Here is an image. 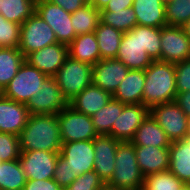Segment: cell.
Returning <instances> with one entry per match:
<instances>
[{"label":"cell","instance_id":"cell-7","mask_svg":"<svg viewBox=\"0 0 190 190\" xmlns=\"http://www.w3.org/2000/svg\"><path fill=\"white\" fill-rule=\"evenodd\" d=\"M58 115V125L63 143L93 140L98 134L90 116L68 105Z\"/></svg>","mask_w":190,"mask_h":190},{"label":"cell","instance_id":"cell-27","mask_svg":"<svg viewBox=\"0 0 190 190\" xmlns=\"http://www.w3.org/2000/svg\"><path fill=\"white\" fill-rule=\"evenodd\" d=\"M101 59L116 58L123 32L99 22L95 29Z\"/></svg>","mask_w":190,"mask_h":190},{"label":"cell","instance_id":"cell-51","mask_svg":"<svg viewBox=\"0 0 190 190\" xmlns=\"http://www.w3.org/2000/svg\"><path fill=\"white\" fill-rule=\"evenodd\" d=\"M162 1V3L164 4V5H166L167 3H170L171 1H173V0H161Z\"/></svg>","mask_w":190,"mask_h":190},{"label":"cell","instance_id":"cell-8","mask_svg":"<svg viewBox=\"0 0 190 190\" xmlns=\"http://www.w3.org/2000/svg\"><path fill=\"white\" fill-rule=\"evenodd\" d=\"M150 115L171 142L187 139L189 118L175 101L153 106Z\"/></svg>","mask_w":190,"mask_h":190},{"label":"cell","instance_id":"cell-39","mask_svg":"<svg viewBox=\"0 0 190 190\" xmlns=\"http://www.w3.org/2000/svg\"><path fill=\"white\" fill-rule=\"evenodd\" d=\"M103 183L98 174L93 170L81 174L63 190H96Z\"/></svg>","mask_w":190,"mask_h":190},{"label":"cell","instance_id":"cell-15","mask_svg":"<svg viewBox=\"0 0 190 190\" xmlns=\"http://www.w3.org/2000/svg\"><path fill=\"white\" fill-rule=\"evenodd\" d=\"M69 56V46L54 43L25 56V61L47 76H54Z\"/></svg>","mask_w":190,"mask_h":190},{"label":"cell","instance_id":"cell-47","mask_svg":"<svg viewBox=\"0 0 190 190\" xmlns=\"http://www.w3.org/2000/svg\"><path fill=\"white\" fill-rule=\"evenodd\" d=\"M96 190H124V189L118 188L116 186H113V185L108 184L107 182H105L99 188H97Z\"/></svg>","mask_w":190,"mask_h":190},{"label":"cell","instance_id":"cell-43","mask_svg":"<svg viewBox=\"0 0 190 190\" xmlns=\"http://www.w3.org/2000/svg\"><path fill=\"white\" fill-rule=\"evenodd\" d=\"M57 6H60L68 13L76 12L79 8L87 4L85 0H47Z\"/></svg>","mask_w":190,"mask_h":190},{"label":"cell","instance_id":"cell-45","mask_svg":"<svg viewBox=\"0 0 190 190\" xmlns=\"http://www.w3.org/2000/svg\"><path fill=\"white\" fill-rule=\"evenodd\" d=\"M133 0H110L109 3L104 7V9L100 11H109L113 12V10L126 9L132 7Z\"/></svg>","mask_w":190,"mask_h":190},{"label":"cell","instance_id":"cell-50","mask_svg":"<svg viewBox=\"0 0 190 190\" xmlns=\"http://www.w3.org/2000/svg\"><path fill=\"white\" fill-rule=\"evenodd\" d=\"M187 138H190V118L188 121V133H187Z\"/></svg>","mask_w":190,"mask_h":190},{"label":"cell","instance_id":"cell-42","mask_svg":"<svg viewBox=\"0 0 190 190\" xmlns=\"http://www.w3.org/2000/svg\"><path fill=\"white\" fill-rule=\"evenodd\" d=\"M22 190H63L54 180H27Z\"/></svg>","mask_w":190,"mask_h":190},{"label":"cell","instance_id":"cell-29","mask_svg":"<svg viewBox=\"0 0 190 190\" xmlns=\"http://www.w3.org/2000/svg\"><path fill=\"white\" fill-rule=\"evenodd\" d=\"M124 105L112 97L104 107L91 116L94 129L98 135H109L111 133L112 126L116 124V119L122 113Z\"/></svg>","mask_w":190,"mask_h":190},{"label":"cell","instance_id":"cell-5","mask_svg":"<svg viewBox=\"0 0 190 190\" xmlns=\"http://www.w3.org/2000/svg\"><path fill=\"white\" fill-rule=\"evenodd\" d=\"M47 77L46 74L25 61L1 94L6 98L27 105L30 99L41 90L40 86Z\"/></svg>","mask_w":190,"mask_h":190},{"label":"cell","instance_id":"cell-37","mask_svg":"<svg viewBox=\"0 0 190 190\" xmlns=\"http://www.w3.org/2000/svg\"><path fill=\"white\" fill-rule=\"evenodd\" d=\"M21 25L0 14V48H19Z\"/></svg>","mask_w":190,"mask_h":190},{"label":"cell","instance_id":"cell-24","mask_svg":"<svg viewBox=\"0 0 190 190\" xmlns=\"http://www.w3.org/2000/svg\"><path fill=\"white\" fill-rule=\"evenodd\" d=\"M130 142L134 146L170 147L171 145V140L151 115L141 123Z\"/></svg>","mask_w":190,"mask_h":190},{"label":"cell","instance_id":"cell-1","mask_svg":"<svg viewBox=\"0 0 190 190\" xmlns=\"http://www.w3.org/2000/svg\"><path fill=\"white\" fill-rule=\"evenodd\" d=\"M18 138L20 151L60 152L63 142L58 125V115L30 114Z\"/></svg>","mask_w":190,"mask_h":190},{"label":"cell","instance_id":"cell-28","mask_svg":"<svg viewBox=\"0 0 190 190\" xmlns=\"http://www.w3.org/2000/svg\"><path fill=\"white\" fill-rule=\"evenodd\" d=\"M25 56L19 48H0V91L10 83L17 74Z\"/></svg>","mask_w":190,"mask_h":190},{"label":"cell","instance_id":"cell-9","mask_svg":"<svg viewBox=\"0 0 190 190\" xmlns=\"http://www.w3.org/2000/svg\"><path fill=\"white\" fill-rule=\"evenodd\" d=\"M35 12L52 28L57 42L69 45L77 36L71 25V13L60 6L47 0H37Z\"/></svg>","mask_w":190,"mask_h":190},{"label":"cell","instance_id":"cell-17","mask_svg":"<svg viewBox=\"0 0 190 190\" xmlns=\"http://www.w3.org/2000/svg\"><path fill=\"white\" fill-rule=\"evenodd\" d=\"M119 142L110 135H97L93 139L95 153L93 170L104 183L111 179L115 170V156Z\"/></svg>","mask_w":190,"mask_h":190},{"label":"cell","instance_id":"cell-48","mask_svg":"<svg viewBox=\"0 0 190 190\" xmlns=\"http://www.w3.org/2000/svg\"><path fill=\"white\" fill-rule=\"evenodd\" d=\"M184 33L190 38V20H188L186 23H184L181 26Z\"/></svg>","mask_w":190,"mask_h":190},{"label":"cell","instance_id":"cell-44","mask_svg":"<svg viewBox=\"0 0 190 190\" xmlns=\"http://www.w3.org/2000/svg\"><path fill=\"white\" fill-rule=\"evenodd\" d=\"M175 102L180 106L186 116L190 118V91L178 93Z\"/></svg>","mask_w":190,"mask_h":190},{"label":"cell","instance_id":"cell-20","mask_svg":"<svg viewBox=\"0 0 190 190\" xmlns=\"http://www.w3.org/2000/svg\"><path fill=\"white\" fill-rule=\"evenodd\" d=\"M135 154L144 177L169 170V147L135 146Z\"/></svg>","mask_w":190,"mask_h":190},{"label":"cell","instance_id":"cell-33","mask_svg":"<svg viewBox=\"0 0 190 190\" xmlns=\"http://www.w3.org/2000/svg\"><path fill=\"white\" fill-rule=\"evenodd\" d=\"M100 22L124 33L137 25V18L133 8L129 7L113 10V12L100 11Z\"/></svg>","mask_w":190,"mask_h":190},{"label":"cell","instance_id":"cell-36","mask_svg":"<svg viewBox=\"0 0 190 190\" xmlns=\"http://www.w3.org/2000/svg\"><path fill=\"white\" fill-rule=\"evenodd\" d=\"M168 26L181 27L190 20V0H173L165 5Z\"/></svg>","mask_w":190,"mask_h":190},{"label":"cell","instance_id":"cell-32","mask_svg":"<svg viewBox=\"0 0 190 190\" xmlns=\"http://www.w3.org/2000/svg\"><path fill=\"white\" fill-rule=\"evenodd\" d=\"M35 0H0V14L18 24L25 22L35 12Z\"/></svg>","mask_w":190,"mask_h":190},{"label":"cell","instance_id":"cell-38","mask_svg":"<svg viewBox=\"0 0 190 190\" xmlns=\"http://www.w3.org/2000/svg\"><path fill=\"white\" fill-rule=\"evenodd\" d=\"M20 153L18 136L0 132V161L17 160L20 157Z\"/></svg>","mask_w":190,"mask_h":190},{"label":"cell","instance_id":"cell-14","mask_svg":"<svg viewBox=\"0 0 190 190\" xmlns=\"http://www.w3.org/2000/svg\"><path fill=\"white\" fill-rule=\"evenodd\" d=\"M59 154L67 161L72 176L93 171L95 159L93 140L62 143Z\"/></svg>","mask_w":190,"mask_h":190},{"label":"cell","instance_id":"cell-25","mask_svg":"<svg viewBox=\"0 0 190 190\" xmlns=\"http://www.w3.org/2000/svg\"><path fill=\"white\" fill-rule=\"evenodd\" d=\"M169 170L183 183H190V138L171 142Z\"/></svg>","mask_w":190,"mask_h":190},{"label":"cell","instance_id":"cell-41","mask_svg":"<svg viewBox=\"0 0 190 190\" xmlns=\"http://www.w3.org/2000/svg\"><path fill=\"white\" fill-rule=\"evenodd\" d=\"M78 176H72L67 161L59 154L55 166L53 179L64 189L69 186Z\"/></svg>","mask_w":190,"mask_h":190},{"label":"cell","instance_id":"cell-2","mask_svg":"<svg viewBox=\"0 0 190 190\" xmlns=\"http://www.w3.org/2000/svg\"><path fill=\"white\" fill-rule=\"evenodd\" d=\"M175 63L152 61L145 69V84L142 104L152 108L155 105L175 101Z\"/></svg>","mask_w":190,"mask_h":190},{"label":"cell","instance_id":"cell-40","mask_svg":"<svg viewBox=\"0 0 190 190\" xmlns=\"http://www.w3.org/2000/svg\"><path fill=\"white\" fill-rule=\"evenodd\" d=\"M176 93L190 91V59L175 63Z\"/></svg>","mask_w":190,"mask_h":190},{"label":"cell","instance_id":"cell-26","mask_svg":"<svg viewBox=\"0 0 190 190\" xmlns=\"http://www.w3.org/2000/svg\"><path fill=\"white\" fill-rule=\"evenodd\" d=\"M68 46L69 56L80 62L94 66L101 60L95 32L77 35Z\"/></svg>","mask_w":190,"mask_h":190},{"label":"cell","instance_id":"cell-22","mask_svg":"<svg viewBox=\"0 0 190 190\" xmlns=\"http://www.w3.org/2000/svg\"><path fill=\"white\" fill-rule=\"evenodd\" d=\"M144 84L145 70H129L113 98L125 105L142 104Z\"/></svg>","mask_w":190,"mask_h":190},{"label":"cell","instance_id":"cell-13","mask_svg":"<svg viewBox=\"0 0 190 190\" xmlns=\"http://www.w3.org/2000/svg\"><path fill=\"white\" fill-rule=\"evenodd\" d=\"M161 57L159 61L178 63L190 59V38L181 27L161 28Z\"/></svg>","mask_w":190,"mask_h":190},{"label":"cell","instance_id":"cell-3","mask_svg":"<svg viewBox=\"0 0 190 190\" xmlns=\"http://www.w3.org/2000/svg\"><path fill=\"white\" fill-rule=\"evenodd\" d=\"M144 178L137 164L135 146L130 141L119 142L115 170L107 183L124 190H138L143 187Z\"/></svg>","mask_w":190,"mask_h":190},{"label":"cell","instance_id":"cell-4","mask_svg":"<svg viewBox=\"0 0 190 190\" xmlns=\"http://www.w3.org/2000/svg\"><path fill=\"white\" fill-rule=\"evenodd\" d=\"M93 66L68 56L54 75L62 95L68 103L92 84Z\"/></svg>","mask_w":190,"mask_h":190},{"label":"cell","instance_id":"cell-21","mask_svg":"<svg viewBox=\"0 0 190 190\" xmlns=\"http://www.w3.org/2000/svg\"><path fill=\"white\" fill-rule=\"evenodd\" d=\"M112 97L109 92L92 83L72 99L69 105L76 111L91 117L104 107Z\"/></svg>","mask_w":190,"mask_h":190},{"label":"cell","instance_id":"cell-10","mask_svg":"<svg viewBox=\"0 0 190 190\" xmlns=\"http://www.w3.org/2000/svg\"><path fill=\"white\" fill-rule=\"evenodd\" d=\"M40 89L26 105L30 114L57 115L69 105L54 76H48Z\"/></svg>","mask_w":190,"mask_h":190},{"label":"cell","instance_id":"cell-34","mask_svg":"<svg viewBox=\"0 0 190 190\" xmlns=\"http://www.w3.org/2000/svg\"><path fill=\"white\" fill-rule=\"evenodd\" d=\"M183 182L170 170L149 174L144 178L145 190H179Z\"/></svg>","mask_w":190,"mask_h":190},{"label":"cell","instance_id":"cell-23","mask_svg":"<svg viewBox=\"0 0 190 190\" xmlns=\"http://www.w3.org/2000/svg\"><path fill=\"white\" fill-rule=\"evenodd\" d=\"M137 25L162 28L167 25L165 5L161 0H133Z\"/></svg>","mask_w":190,"mask_h":190},{"label":"cell","instance_id":"cell-16","mask_svg":"<svg viewBox=\"0 0 190 190\" xmlns=\"http://www.w3.org/2000/svg\"><path fill=\"white\" fill-rule=\"evenodd\" d=\"M149 115L150 108L143 104L124 105L109 135L120 142L131 141L138 127Z\"/></svg>","mask_w":190,"mask_h":190},{"label":"cell","instance_id":"cell-11","mask_svg":"<svg viewBox=\"0 0 190 190\" xmlns=\"http://www.w3.org/2000/svg\"><path fill=\"white\" fill-rule=\"evenodd\" d=\"M59 152L21 151L19 161L27 180L53 179Z\"/></svg>","mask_w":190,"mask_h":190},{"label":"cell","instance_id":"cell-12","mask_svg":"<svg viewBox=\"0 0 190 190\" xmlns=\"http://www.w3.org/2000/svg\"><path fill=\"white\" fill-rule=\"evenodd\" d=\"M130 70H145L152 59L140 43V25L124 32L116 58Z\"/></svg>","mask_w":190,"mask_h":190},{"label":"cell","instance_id":"cell-6","mask_svg":"<svg viewBox=\"0 0 190 190\" xmlns=\"http://www.w3.org/2000/svg\"><path fill=\"white\" fill-rule=\"evenodd\" d=\"M54 43V31L36 12L21 24L19 50L24 56Z\"/></svg>","mask_w":190,"mask_h":190},{"label":"cell","instance_id":"cell-30","mask_svg":"<svg viewBox=\"0 0 190 190\" xmlns=\"http://www.w3.org/2000/svg\"><path fill=\"white\" fill-rule=\"evenodd\" d=\"M26 181L19 159L0 164V190H22Z\"/></svg>","mask_w":190,"mask_h":190},{"label":"cell","instance_id":"cell-18","mask_svg":"<svg viewBox=\"0 0 190 190\" xmlns=\"http://www.w3.org/2000/svg\"><path fill=\"white\" fill-rule=\"evenodd\" d=\"M129 70L118 59H101L93 66L92 83L113 96Z\"/></svg>","mask_w":190,"mask_h":190},{"label":"cell","instance_id":"cell-46","mask_svg":"<svg viewBox=\"0 0 190 190\" xmlns=\"http://www.w3.org/2000/svg\"><path fill=\"white\" fill-rule=\"evenodd\" d=\"M110 0H94L91 4L98 10L104 9Z\"/></svg>","mask_w":190,"mask_h":190},{"label":"cell","instance_id":"cell-35","mask_svg":"<svg viewBox=\"0 0 190 190\" xmlns=\"http://www.w3.org/2000/svg\"><path fill=\"white\" fill-rule=\"evenodd\" d=\"M140 43L147 55L153 60L161 57V28L140 26Z\"/></svg>","mask_w":190,"mask_h":190},{"label":"cell","instance_id":"cell-49","mask_svg":"<svg viewBox=\"0 0 190 190\" xmlns=\"http://www.w3.org/2000/svg\"><path fill=\"white\" fill-rule=\"evenodd\" d=\"M179 190H190V183H183Z\"/></svg>","mask_w":190,"mask_h":190},{"label":"cell","instance_id":"cell-52","mask_svg":"<svg viewBox=\"0 0 190 190\" xmlns=\"http://www.w3.org/2000/svg\"><path fill=\"white\" fill-rule=\"evenodd\" d=\"M94 0H85L87 4H91Z\"/></svg>","mask_w":190,"mask_h":190},{"label":"cell","instance_id":"cell-31","mask_svg":"<svg viewBox=\"0 0 190 190\" xmlns=\"http://www.w3.org/2000/svg\"><path fill=\"white\" fill-rule=\"evenodd\" d=\"M71 22L76 35L94 32L100 22V10L85 4L71 14Z\"/></svg>","mask_w":190,"mask_h":190},{"label":"cell","instance_id":"cell-19","mask_svg":"<svg viewBox=\"0 0 190 190\" xmlns=\"http://www.w3.org/2000/svg\"><path fill=\"white\" fill-rule=\"evenodd\" d=\"M30 113L26 104L18 103L0 94V132L19 135Z\"/></svg>","mask_w":190,"mask_h":190}]
</instances>
